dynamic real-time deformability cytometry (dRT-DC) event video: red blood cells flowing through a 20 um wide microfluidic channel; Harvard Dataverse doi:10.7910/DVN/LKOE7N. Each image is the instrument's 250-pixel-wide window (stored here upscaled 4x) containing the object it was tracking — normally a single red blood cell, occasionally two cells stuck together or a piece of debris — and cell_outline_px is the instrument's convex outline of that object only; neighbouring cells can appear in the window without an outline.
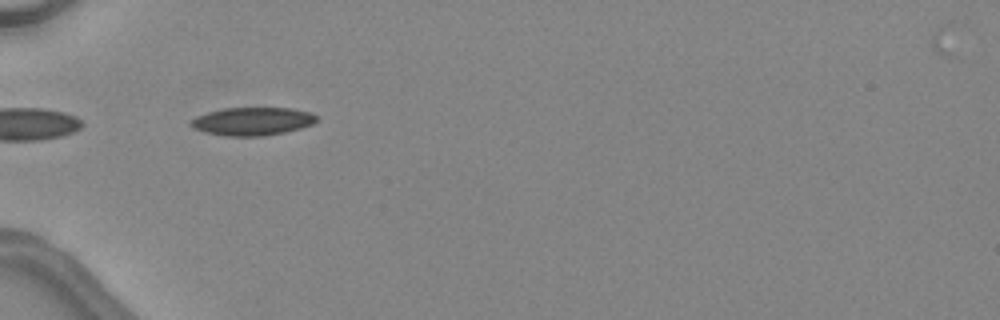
{"species": "common noctule bat (a hibernating species)", "species_latin": "Nyctalus noctula", "temperature_condition": "warm", "stored_images_in_passage": 31, "camera_frame_rate_fps": 3000, "um_per_image_px": 0.085, "animal": {"sex": "female", "body_mass_g": 24.6, "forearm_length_mm": 56.2}, "frame": {"image": 1, "passage_image": 1, "time_ms": 0.0, "image_size_px": [1000, 320], "cell_outline_px": [[316, 120], [312, 124], [300, 128], [284, 132], [264, 136], [224, 136], [204, 132], [192, 128], [188, 124], [196, 116], [208, 112], [224, 108], [292, 108], [312, 112], [316, 116]], "centroid_in_image_um": [21.43, 10.31], "position_along_channel_um": 63.6, "area_um2": 20.63}}
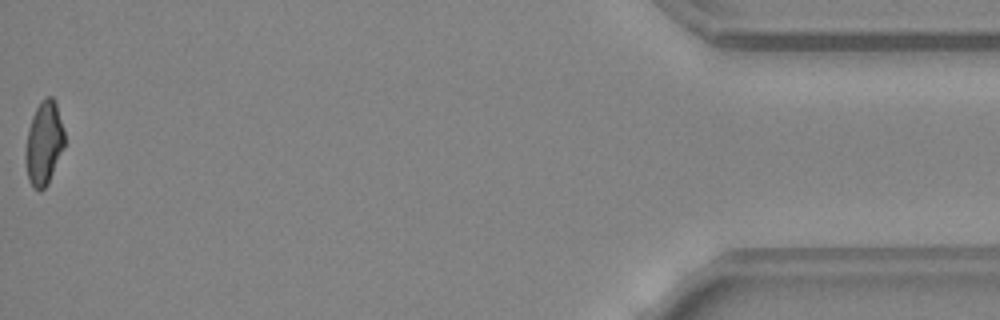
{"frame": {"image": 2, "passage_image": 31, "time_ms": 10.0, "image_size_px": [1000, 320], "cell_outline_px": [[64, 148], [48, 184], [40, 192], [32, 188], [28, 180], [24, 160], [24, 152], [28, 128], [32, 116], [40, 100], [44, 96], [52, 96], [56, 100], [64, 132]], "centroid_in_image_um": [3.71, 12.18], "position_along_channel_um": 431.5, "area_um2": 19.54}, "authors_computed_cell_mechanics": {"area_um2": 19.8832, "velocity_mm_per_s": 4.5664, "shape_relaxation_time_tau1_ms": 8.9802, "shape_relaxation_time_tau2_ms": 4.3337, "deformation_change_tau1": 0.1972, "deformation_change_tau2": 0.1065}}